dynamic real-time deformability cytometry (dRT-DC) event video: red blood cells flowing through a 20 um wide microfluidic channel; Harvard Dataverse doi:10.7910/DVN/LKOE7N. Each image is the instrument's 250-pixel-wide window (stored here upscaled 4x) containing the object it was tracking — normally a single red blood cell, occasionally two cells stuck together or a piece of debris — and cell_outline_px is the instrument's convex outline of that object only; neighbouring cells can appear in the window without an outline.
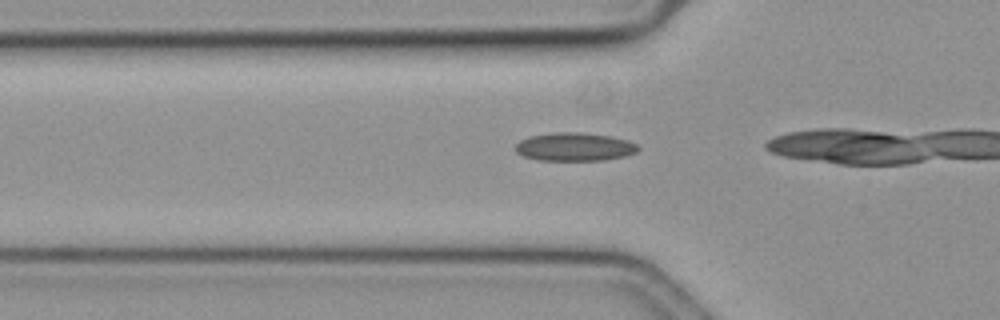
{"species": "common noctule bat (a hibernating species)", "species_latin": "Nyctalus noctula", "temperature_condition": "cold", "stored_images_in_passage": 16, "camera_frame_rate_fps": 3000, "um_per_image_px": 0.085, "animal": {"sex": "female", "body_mass_g": 19.3, "forearm_length_mm": 54.1}, "frame": {"image": 1, "passage_image": 15, "time_ms": 4.667, "image_size_px": [1000, 320], "cell_outline_px": [[640, 148], [636, 152], [624, 156], [604, 160], [536, 160], [524, 156], [516, 152], [516, 144], [520, 140], [528, 136], [552, 132], [584, 132], [612, 136], [628, 140], [636, 144]], "centroid_in_image_um": [48.83, 12.47], "position_along_channel_um": 77.0, "area_um2": 20.4}}